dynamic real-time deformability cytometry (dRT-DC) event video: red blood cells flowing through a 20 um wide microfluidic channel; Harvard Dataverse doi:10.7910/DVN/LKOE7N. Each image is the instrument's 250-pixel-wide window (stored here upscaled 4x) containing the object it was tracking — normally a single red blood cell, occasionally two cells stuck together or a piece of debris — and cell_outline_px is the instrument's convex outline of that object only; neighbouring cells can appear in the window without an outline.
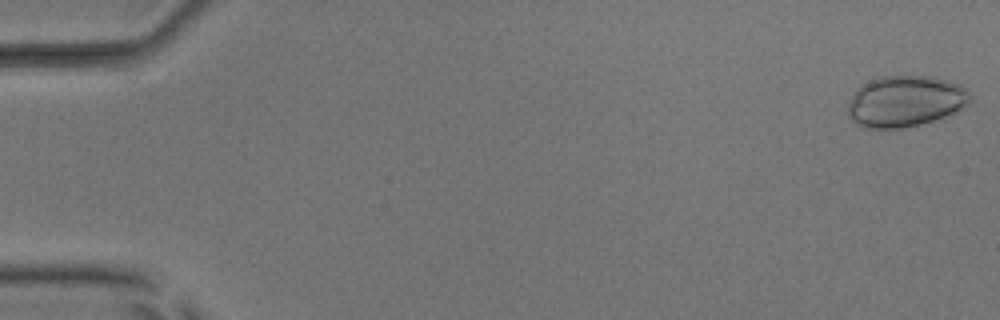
{"species": "common noctule bat (a hibernating species)", "species_latin": "Nyctalus noctula", "temperature_condition": "room temperature", "stored_images_in_passage": 53, "camera_frame_rate_fps": 3000, "um_per_image_px": 0.085, "animal": {"sex": "male", "body_mass_g": 17.9, "forearm_length_mm": 54.2}, "frame": {"image": 1, "passage_image": 1, "time_ms": 0.0, "image_size_px": [1000, 320], "cell_outline_px": [[972, 100], [968, 104], [944, 116], [920, 124], [900, 128], [864, 128], [856, 124], [848, 116], [848, 104], [856, 88], [880, 76], [932, 76], [948, 80], [960, 84], [972, 96]], "centroid_in_image_um": [76.93, 8.6], "position_along_channel_um": 8.1, "area_um2": 36.3}}
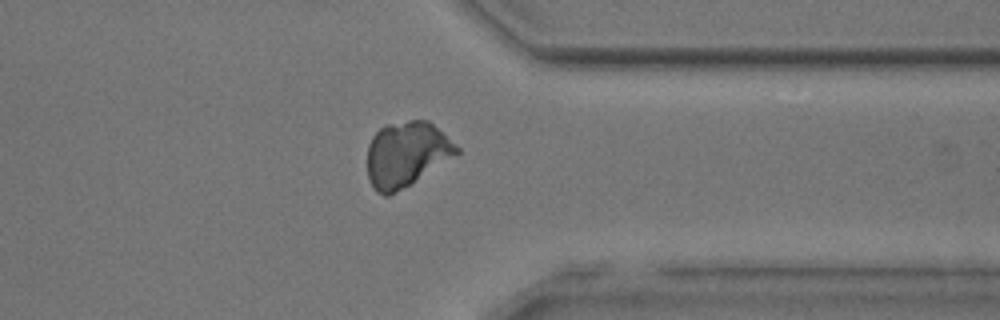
{"frame": {"image": 2, "passage_image": 42, "time_ms": 13.667, "image_size_px": [1000, 320], "cell_outline_px": [[460, 152], [396, 192], [388, 196], [384, 196], [376, 192], [372, 188], [368, 180], [368, 144], [372, 136], [380, 128], [388, 124], [408, 120], [428, 120], [456, 144], [460, 148]], "centroid_in_image_um": [34.51, 13.1], "position_along_channel_um": 376.9, "area_um2": 33.58}}
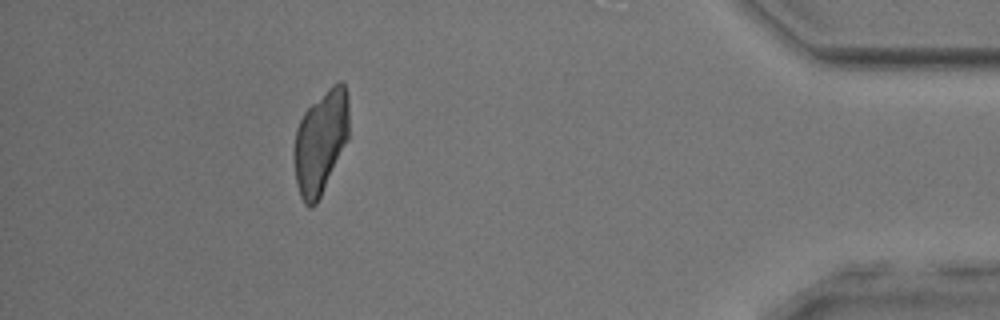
{"frame": {"image": 3, "passage_image": 48, "time_ms": 15.667, "image_size_px": [1000, 320], "cell_outline_px": [[348, 140], [316, 204], [312, 208], [308, 208], [304, 204], [300, 196], [296, 184], [292, 156], [292, 152], [296, 128], [304, 112], [332, 84], [340, 80], [344, 84], [348, 96]], "centroid_in_image_um": [27.22, 12.09], "position_along_channel_um": 408.0, "area_um2": 33.35}}